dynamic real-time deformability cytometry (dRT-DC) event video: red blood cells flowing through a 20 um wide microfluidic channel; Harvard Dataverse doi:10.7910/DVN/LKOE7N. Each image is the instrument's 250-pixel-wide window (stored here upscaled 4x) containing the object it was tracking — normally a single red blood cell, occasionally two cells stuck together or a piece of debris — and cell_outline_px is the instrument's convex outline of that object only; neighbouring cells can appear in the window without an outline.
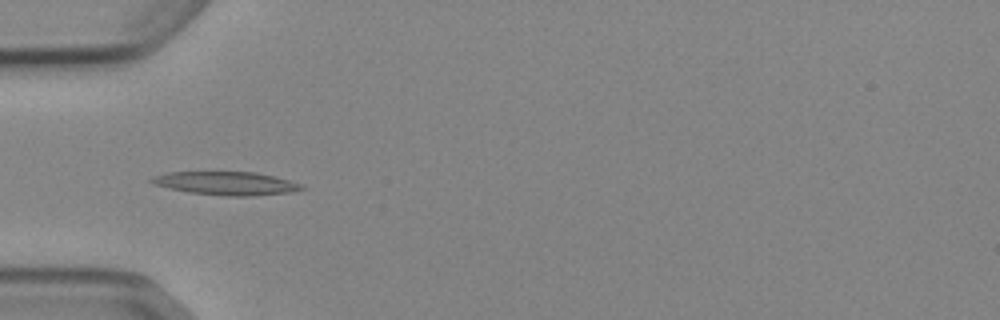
{"species": "Egyptian fruit bat (a non-hibernating species)", "species_latin": "Rousettus aegyptiacus", "temperature_condition": "cold", "stored_images_in_passage": 42, "camera_frame_rate_fps": 3000, "um_per_image_px": 0.085, "animal": {"sex": "female"}, "frame": {"image": 1, "passage_image": 6, "time_ms": 1.667, "image_size_px": [1000, 320], "cell_outline_px": [[308, 188], [292, 192], [252, 196], [228, 196], [188, 192], [152, 184], [148, 180], [152, 176], [168, 172], [256, 172], [288, 180], [300, 184]], "centroid_in_image_um": [19.21, 15.58], "position_along_channel_um": 65.8, "area_um2": 20.4}}
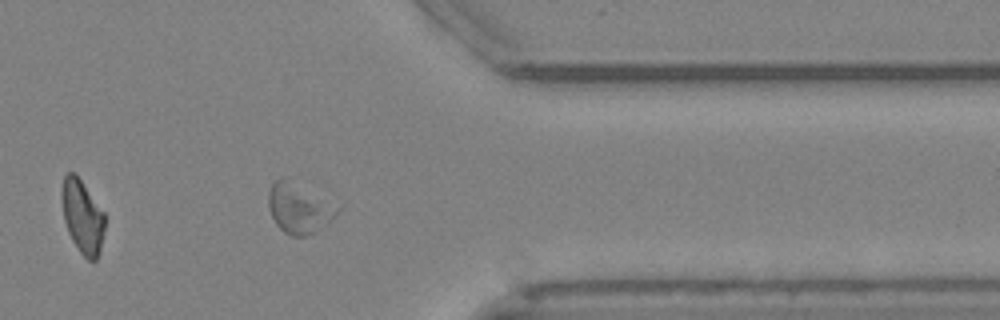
{"frame": {"image": 2, "passage_image": 32, "time_ms": 10.333, "image_size_px": [1000, 320], "cell_outline_px": [[340, 208], [328, 220], [312, 232], [304, 236], [292, 236], [284, 232], [276, 224], [268, 208], [268, 192], [272, 184], [280, 176], [284, 176]], "centroid_in_image_um": [25.3, 17.66], "position_along_channel_um": 386.1, "area_um2": 19.25}}
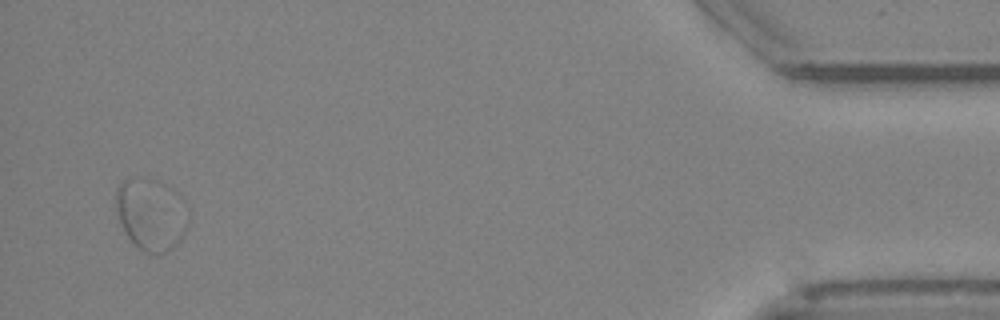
{"frame": {"image": 3, "passage_image": 40, "time_ms": 13.0, "image_size_px": [1000, 320], "cell_outline_px": [[188, 224], [180, 240], [172, 248], [164, 252], [144, 252], [128, 236], [120, 220], [116, 208], [116, 188], [128, 176], [148, 176], [180, 192], [188, 208]], "centroid_in_image_um": [12.87, 18.12], "position_along_channel_um": 422.3, "area_um2": 30.63}, "authors_computed_cell_mechanics": {"area_um2": 18.9873, "velocity_mm_per_s": 3.8221, "shape_relaxation_time_tau1_ms": 3.7789, "shape_relaxation_time_tau2_ms": null, "deformation_change_tau1": 0.1349, "deformation_change_tau2": null}}